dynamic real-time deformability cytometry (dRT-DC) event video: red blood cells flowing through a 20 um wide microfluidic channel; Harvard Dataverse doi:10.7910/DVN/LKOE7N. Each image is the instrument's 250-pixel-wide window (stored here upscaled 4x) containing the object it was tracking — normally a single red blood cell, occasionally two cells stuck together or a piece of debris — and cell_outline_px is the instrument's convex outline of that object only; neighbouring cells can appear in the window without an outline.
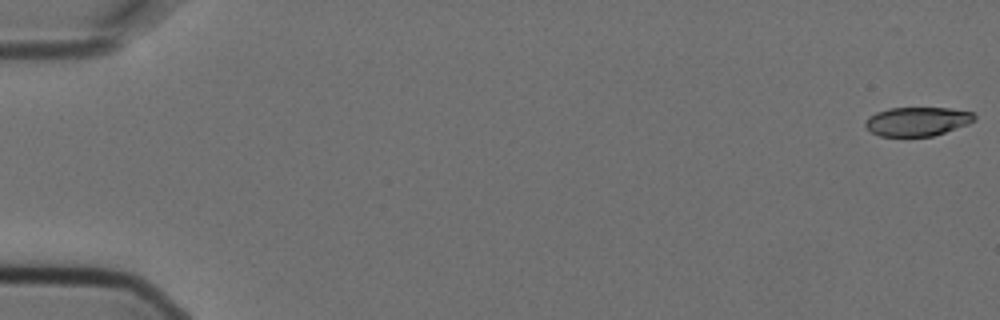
{"species": "Egyptian fruit bat (a non-hibernating species)", "species_latin": "Rousettus aegyptiacus", "temperature_condition": "cold", "stored_images_in_passage": 11, "camera_frame_rate_fps": 3000, "um_per_image_px": 0.085, "animal": {"sex": "female"}, "frame": {"image": 1, "passage_image": 1, "time_ms": 0.0, "image_size_px": [1000, 320], "cell_outline_px": [[976, 120], [968, 124], [932, 136], [880, 136], [872, 132], [864, 124], [868, 116], [876, 112], [888, 108], [948, 108], [972, 112], [976, 116]], "centroid_in_image_um": [77.96, 10.31], "position_along_channel_um": 7.0, "area_um2": 18.32}}
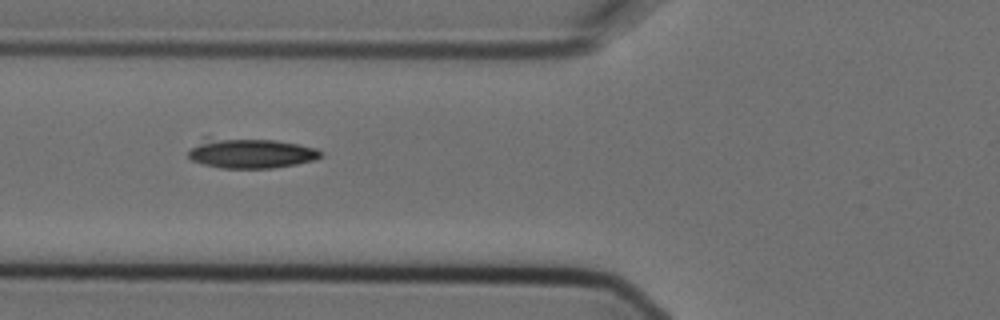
{"frame": {"image": 2, "passage_image": 6, "time_ms": 1.667, "image_size_px": [1000, 320], "cell_outline_px": [[324, 156], [316, 160], [296, 164], [272, 168], [220, 168], [204, 164], [192, 160], [188, 156], [188, 152], [204, 136], [208, 136], [276, 140], [300, 144], [316, 148]], "centroid_in_image_um": [21.3, 13.0], "position_along_channel_um": 104.5, "area_um2": 23.58}}
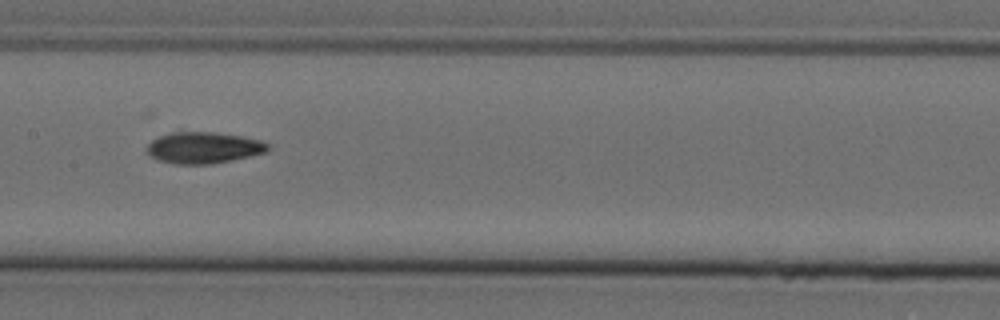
{"frame": {"image": 3, "passage_image": 8, "time_ms": 2.333, "image_size_px": [1000, 320], "cell_outline_px": [[268, 152], [232, 160], [212, 164], [172, 164], [156, 160], [148, 156], [144, 148], [152, 140], [160, 136], [172, 132], [212, 132], [240, 136], [260, 140], [268, 144]], "centroid_in_image_um": [17.24, 12.57], "position_along_channel_um": 190.2, "area_um2": 22.31}}